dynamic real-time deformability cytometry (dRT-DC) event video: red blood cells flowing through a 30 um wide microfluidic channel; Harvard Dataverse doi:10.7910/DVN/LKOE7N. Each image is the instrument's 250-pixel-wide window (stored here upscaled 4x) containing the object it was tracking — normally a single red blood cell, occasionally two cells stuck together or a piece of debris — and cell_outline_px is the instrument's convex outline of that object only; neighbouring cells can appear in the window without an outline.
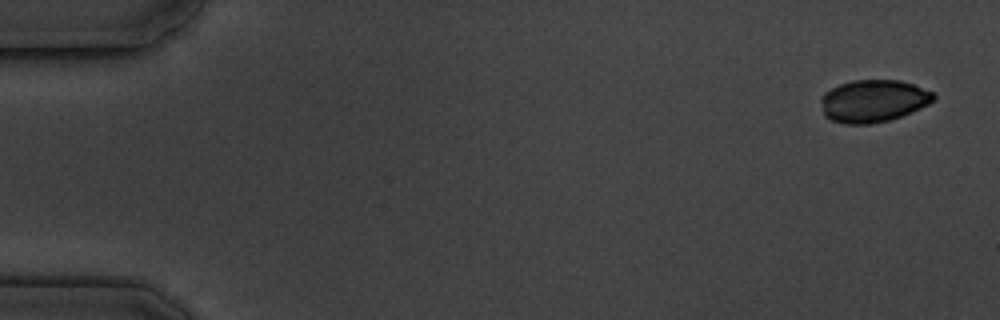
{"species": "common noctule bat (a hibernating species)", "species_latin": "Nyctalus noctula", "temperature_condition": "cold", "stored_images_in_passage": 5, "camera_frame_rate_fps": 3000, "um_per_image_px": 0.085, "animal": {"sex": "male", "body_mass_g": 19.5, "forearm_length_mm": 54.6}, "frame": {"image": 1, "passage_image": 1, "time_ms": 0.0, "image_size_px": [1000, 320], "cell_outline_px": [[936, 96], [928, 104], [912, 112], [888, 120], [868, 124], [844, 124], [832, 120], [824, 116], [820, 100], [820, 96], [824, 92], [840, 84], [852, 80], [900, 80], [912, 84], [932, 92]], "centroid_in_image_um": [74.18, 8.58], "position_along_channel_um": 10.8, "area_um2": 27.74}}
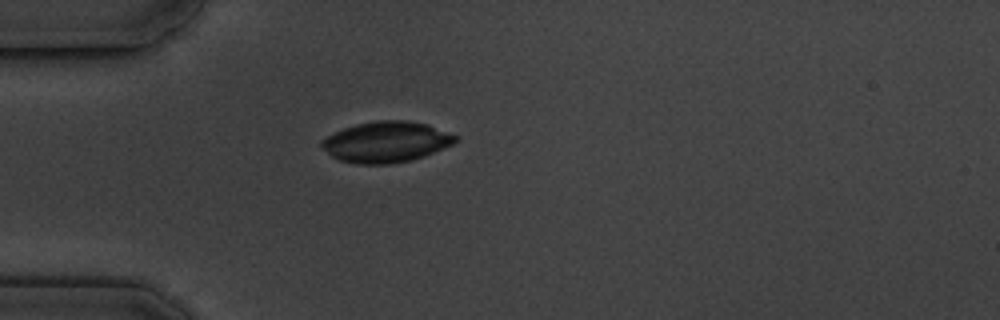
{"frame": {"image": 2, "passage_image": 5, "time_ms": 4.667, "image_size_px": [1000, 320], "cell_outline_px": [[460, 140], [452, 144], [432, 152], [408, 160], [388, 164], [360, 164], [340, 160], [332, 156], [320, 144], [320, 140], [344, 128], [356, 124], [380, 120], [408, 120], [428, 124], [460, 136]], "centroid_in_image_um": [32.85, 12.04], "position_along_channel_um": 52.1, "area_um2": 31.5}}